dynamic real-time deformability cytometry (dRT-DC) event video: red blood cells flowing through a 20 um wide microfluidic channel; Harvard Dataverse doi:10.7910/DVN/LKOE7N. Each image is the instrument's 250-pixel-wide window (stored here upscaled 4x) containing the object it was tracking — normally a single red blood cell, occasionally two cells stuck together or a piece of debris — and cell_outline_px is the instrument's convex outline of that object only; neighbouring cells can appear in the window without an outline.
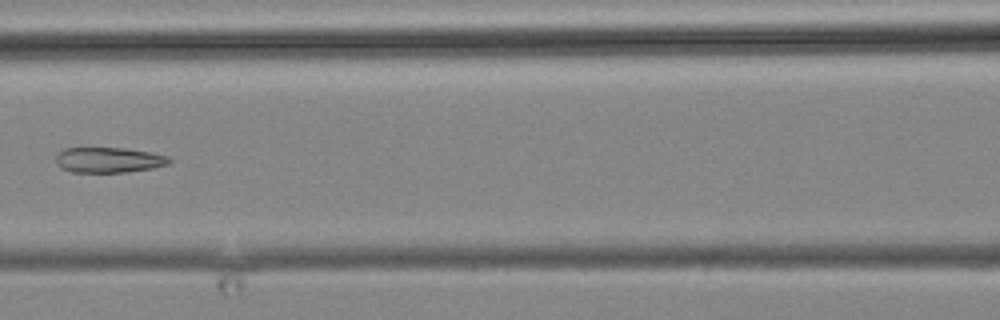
{"species": "common noctule bat (a hibernating species)", "species_latin": "Nyctalus noctula", "temperature_condition": "cold", "stored_images_in_passage": 13, "camera_frame_rate_fps": 3000, "um_per_image_px": 0.085, "animal": {"sex": "male", "body_mass_g": 19.2, "forearm_length_mm": 51.8}, "frame": {"image": 1, "passage_image": 4, "time_ms": 3.667, "image_size_px": [1000, 320], "cell_outline_px": [[172, 160], [168, 164], [152, 168], [128, 172], [72, 172], [60, 168], [56, 164], [56, 152], [64, 148], [124, 148], [152, 152], [168, 156]], "centroid_in_image_um": [9.21, 13.59], "position_along_channel_um": 157.4, "area_um2": 16.94}}
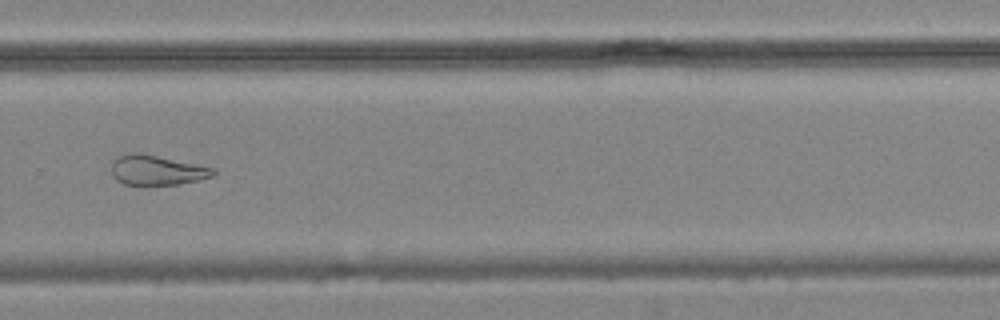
{"frame": {"image": 2, "passage_image": 8, "time_ms": 8.333, "image_size_px": [1000, 320], "cell_outline_px": [[216, 172], [212, 176], [196, 180], [176, 184], [124, 184], [116, 180], [112, 176], [112, 160], [128, 152], [140, 152], [216, 168]], "centroid_in_image_um": [13.3, 14.44], "position_along_channel_um": 316.5, "area_um2": 17.63}}
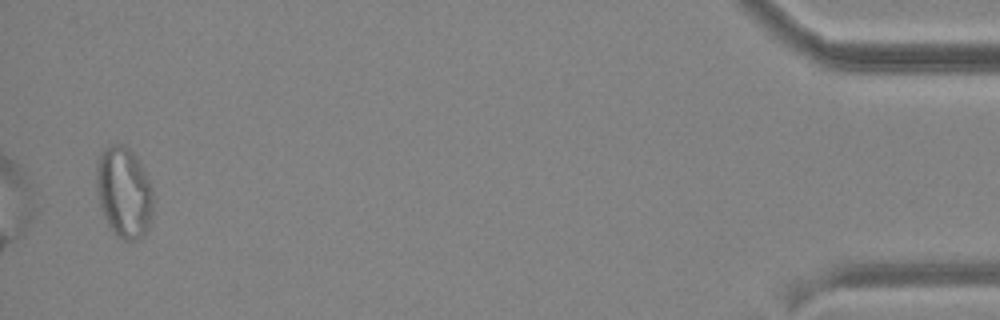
{"frame": {"image": 3, "passage_image": 13, "time_ms": 14.0, "image_size_px": [1000, 320], "cell_outline_px": [[152, 216], [148, 228], [140, 236], [132, 240], [124, 240], [108, 224], [100, 208], [96, 192], [96, 160], [100, 152], [108, 144], [124, 144], [132, 152], [140, 164], [152, 188]], "centroid_in_image_um": [10.49, 16.29], "position_along_channel_um": 424.7, "area_um2": 29.88}}